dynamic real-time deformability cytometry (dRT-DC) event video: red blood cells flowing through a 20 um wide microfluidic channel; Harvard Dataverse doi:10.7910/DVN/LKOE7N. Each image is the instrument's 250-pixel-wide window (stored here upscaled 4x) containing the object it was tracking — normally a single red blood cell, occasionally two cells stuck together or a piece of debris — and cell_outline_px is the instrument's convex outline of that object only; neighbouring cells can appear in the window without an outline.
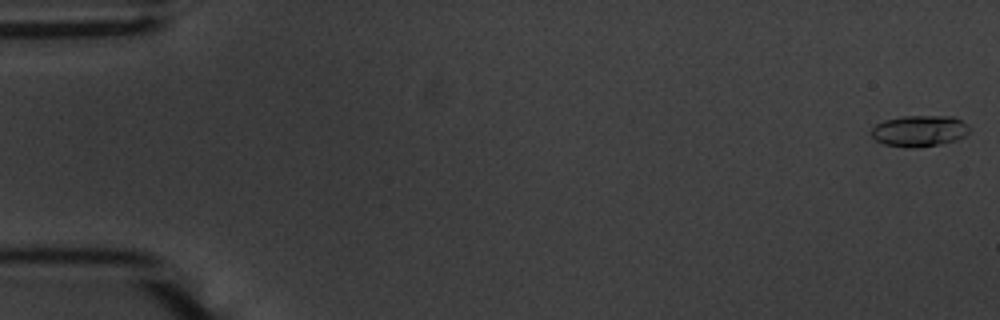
{"species": "common noctule bat (a hibernating species)", "species_latin": "Nyctalus noctula", "temperature_condition": "warm", "stored_images_in_passage": 52, "camera_frame_rate_fps": 3000, "um_per_image_px": 0.085, "animal": {"sex": "male", "body_mass_g": 20.1, "forearm_length_mm": 53.5}, "frame": {"image": 1, "passage_image": 1, "time_ms": 0.0, "image_size_px": [1000, 320], "cell_outline_px": [[968, 132], [964, 136], [956, 140], [940, 144], [916, 148], [904, 148], [884, 144], [876, 140], [872, 136], [872, 128], [876, 124], [884, 120], [904, 116], [952, 116], [968, 124]], "centroid_in_image_um": [78.13, 11.14], "position_along_channel_um": 6.9, "area_um2": 17.86}}
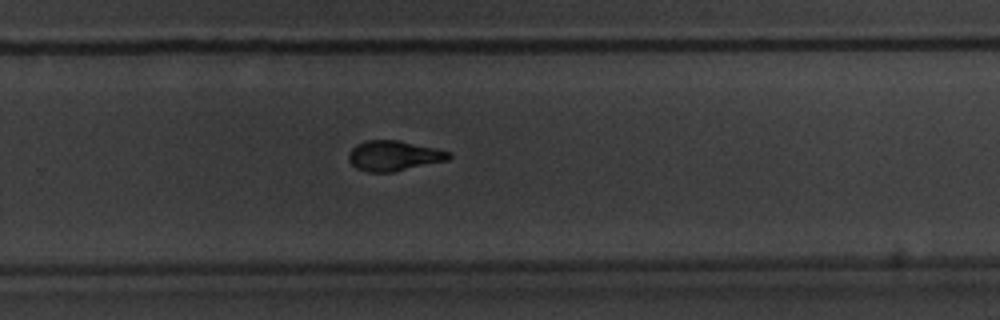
{"frame": {"image": 2, "passage_image": 37, "time_ms": 12.0, "image_size_px": [1000, 320], "cell_outline_px": [[452, 156], [448, 160], [392, 172], [368, 172], [356, 168], [348, 160], [348, 152], [356, 144], [364, 140], [396, 140], [436, 148], [452, 152]], "centroid_in_image_um": [33.46, 13.23], "position_along_channel_um": 296.3, "area_um2": 17.69}}
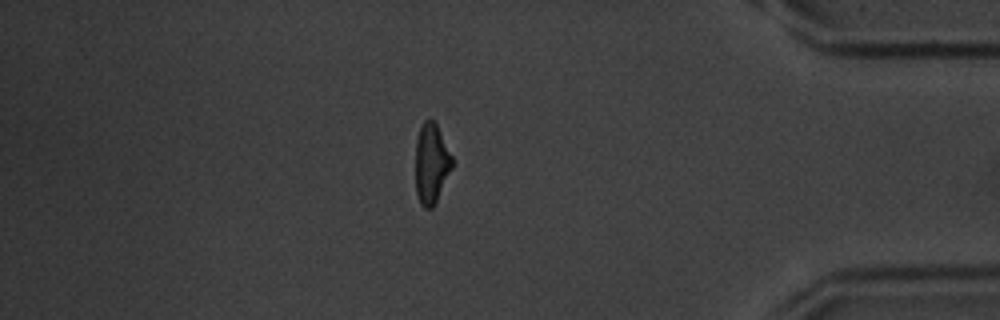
{"frame": {"image": 3, "passage_image": 48, "time_ms": 15.667, "image_size_px": [1000, 320], "cell_outline_px": [[452, 168], [432, 208], [424, 208], [420, 204], [416, 192], [416, 140], [420, 128], [424, 120], [432, 120], [436, 124], [452, 156]], "centroid_in_image_um": [36.65, 13.91], "position_along_channel_um": 398.5, "area_um2": 16.76}}